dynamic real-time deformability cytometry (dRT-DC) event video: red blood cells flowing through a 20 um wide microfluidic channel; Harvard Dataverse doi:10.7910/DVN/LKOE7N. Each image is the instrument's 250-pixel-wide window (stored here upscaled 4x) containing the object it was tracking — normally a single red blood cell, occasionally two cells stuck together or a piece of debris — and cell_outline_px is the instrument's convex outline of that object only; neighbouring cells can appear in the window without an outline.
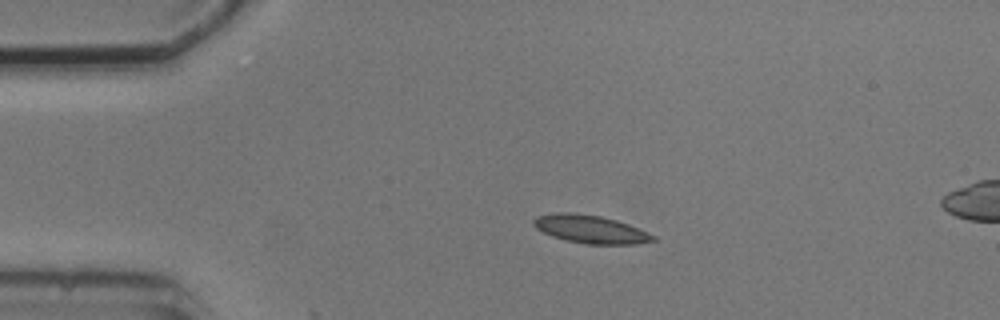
{"species": "common noctule bat (a hibernating species)", "species_latin": "Nyctalus noctula", "temperature_condition": "cold", "stored_images_in_passage": 5, "segment_of_instrument_passage": [1, 2], "camera_frame_rate_fps": 3000, "um_per_image_px": 0.085, "animal": {"sex": "male", "body_mass_g": 20.5, "forearm_length_mm": 52.5}, "frame": {"image": 1, "passage_image": 3, "time_ms": 2.333, "image_size_px": [1000, 320], "cell_outline_px": [[656, 240], [636, 244], [588, 244], [568, 240], [552, 236], [536, 228], [532, 224], [532, 220], [536, 216], [560, 212], [572, 212], [600, 216], [616, 220], [628, 224], [648, 232], [656, 236]], "centroid_in_image_um": [50.19, 19.47], "position_along_channel_um": 34.8, "area_um2": 19.42}}